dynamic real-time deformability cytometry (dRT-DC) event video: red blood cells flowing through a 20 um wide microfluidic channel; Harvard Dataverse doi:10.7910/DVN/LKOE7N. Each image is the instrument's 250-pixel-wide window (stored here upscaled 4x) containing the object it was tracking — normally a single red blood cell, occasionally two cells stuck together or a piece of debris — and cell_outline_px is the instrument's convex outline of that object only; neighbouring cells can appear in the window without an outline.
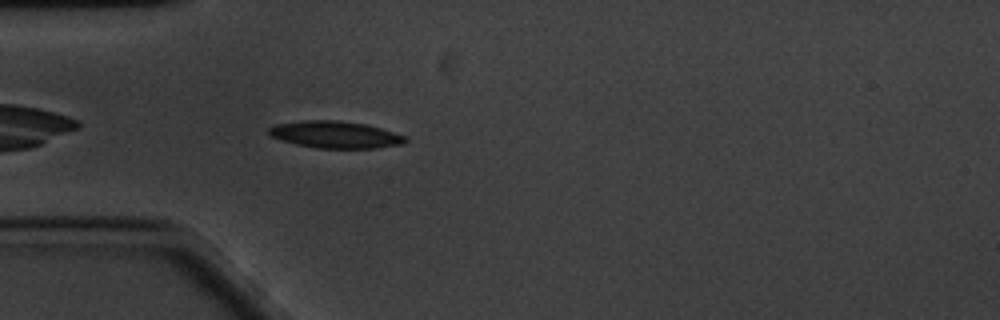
{"species": "common noctule bat (a hibernating species)", "species_latin": "Nyctalus noctula", "temperature_condition": "cold", "stored_images_in_passage": 46, "camera_frame_rate_fps": 3000, "um_per_image_px": 0.085, "animal": {"sex": "male", "body_mass_g": 20.1, "forearm_length_mm": 53.5}, "frame": {"image": 1, "passage_image": 3, "time_ms": 0.667, "image_size_px": [1000, 320], "cell_outline_px": [[408, 140], [404, 144], [376, 148], [316, 148], [296, 144], [272, 136], [268, 132], [268, 128], [276, 124], [300, 120], [336, 120], [364, 124], [380, 128], [404, 136]], "centroid_in_image_um": [28.49, 11.44], "position_along_channel_um": 56.5, "area_um2": 21.27}}
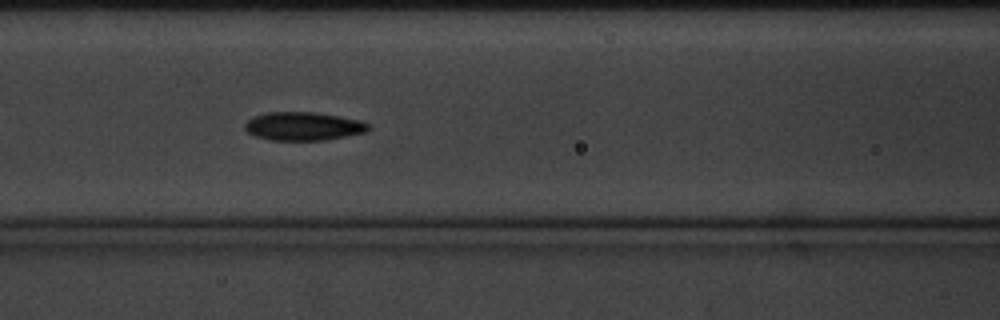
{"frame": {"image": 2, "passage_image": 11, "time_ms": 3.333, "image_size_px": [1000, 320], "cell_outline_px": [[372, 128], [364, 132], [324, 140], [272, 140], [256, 136], [248, 132], [244, 128], [244, 124], [252, 116], [264, 112], [312, 112], [360, 120], [368, 124]], "centroid_in_image_um": [25.73, 10.72], "position_along_channel_um": 140.9, "area_um2": 20.29}}
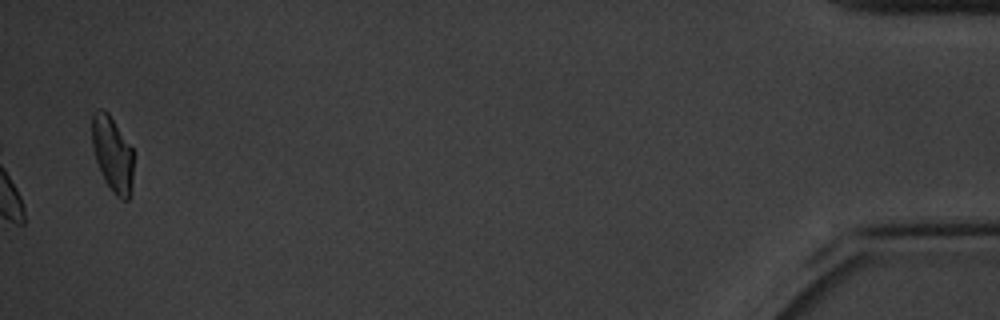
{"frame": {"image": 3, "passage_image": 45, "time_ms": 14.667, "image_size_px": [1000, 320], "cell_outline_px": [[132, 192], [128, 200], [124, 200], [116, 196], [112, 192], [104, 180], [100, 172], [96, 160], [92, 144], [92, 116], [96, 108], [104, 108], [108, 112], [132, 148]], "centroid_in_image_um": [9.55, 13.09], "position_along_channel_um": 425.7, "area_um2": 18.32}, "authors_computed_cell_mechanics": {"area_um2": 19.9699, "velocity_mm_per_s": 3.286, "shape_relaxation_time_tau1_ms": 4.752, "shape_relaxation_time_tau2_ms": 6.7477, "deformation_change_tau1": 0.1355, "deformation_change_tau2": 0.1197}}